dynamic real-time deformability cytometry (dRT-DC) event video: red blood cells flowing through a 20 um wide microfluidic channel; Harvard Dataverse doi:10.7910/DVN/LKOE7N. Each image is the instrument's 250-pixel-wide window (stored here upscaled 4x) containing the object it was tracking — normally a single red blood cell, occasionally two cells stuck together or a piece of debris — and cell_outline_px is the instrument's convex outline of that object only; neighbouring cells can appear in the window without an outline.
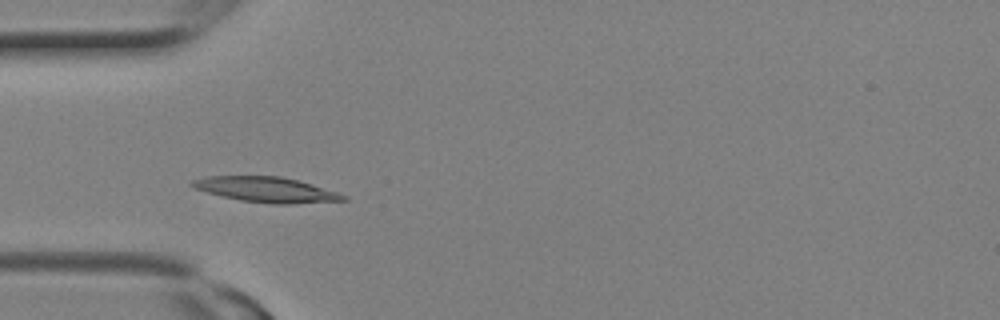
{"species": "Egyptian fruit bat (a non-hibernating species)", "species_latin": "Rousettus aegyptiacus", "temperature_condition": "room temperature", "stored_images_in_passage": 20, "camera_frame_rate_fps": 3000, "um_per_image_px": 0.085, "animal": {"sex": "female"}, "frame": {"image": 1, "passage_image": 6, "time_ms": 1.667, "image_size_px": [1000, 320], "cell_outline_px": [[348, 200], [292, 204], [272, 204], [240, 200], [208, 192], [196, 188], [188, 184], [192, 180], [208, 176], [280, 176], [312, 184], [348, 196]], "centroid_in_image_um": [22.66, 16.12], "position_along_channel_um": 62.3, "area_um2": 22.02}}
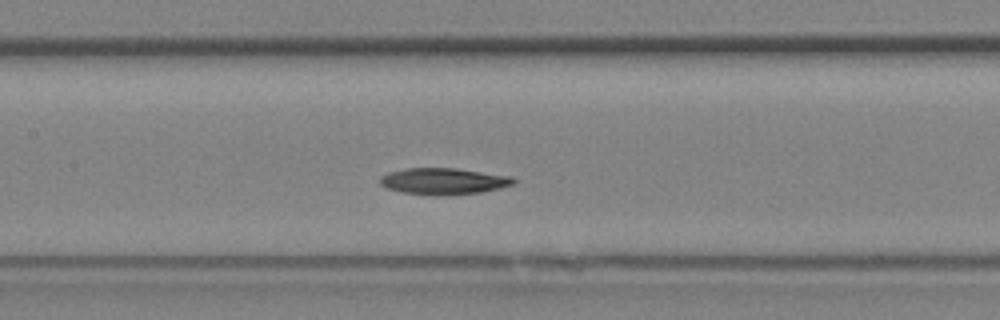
{"frame": {"image": 2, "passage_image": 10, "time_ms": 3.0, "image_size_px": [1000, 320], "cell_outline_px": [[516, 180], [512, 184], [500, 188], [480, 192], [436, 196], [432, 196], [404, 192], [388, 188], [380, 184], [380, 176], [388, 172], [404, 168], [456, 168], [512, 176]], "centroid_in_image_um": [37.69, 15.39], "position_along_channel_um": 169.7, "area_um2": 20.58}}
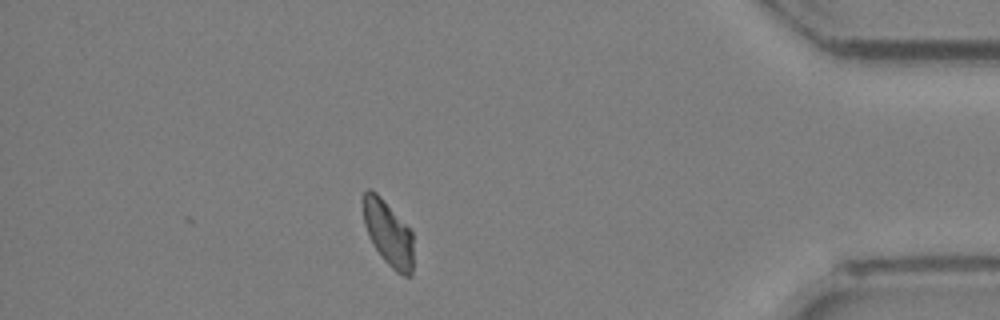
{"frame": {"image": 3, "passage_image": 20, "time_ms": 6.333, "image_size_px": [1000, 320], "cell_outline_px": [[412, 276], [404, 276], [396, 272], [380, 256], [372, 244], [368, 236], [364, 224], [364, 192], [368, 188], [376, 192], [380, 196], [412, 232]], "centroid_in_image_um": [32.99, 19.86], "position_along_channel_um": 402.2, "area_um2": 18.79}}